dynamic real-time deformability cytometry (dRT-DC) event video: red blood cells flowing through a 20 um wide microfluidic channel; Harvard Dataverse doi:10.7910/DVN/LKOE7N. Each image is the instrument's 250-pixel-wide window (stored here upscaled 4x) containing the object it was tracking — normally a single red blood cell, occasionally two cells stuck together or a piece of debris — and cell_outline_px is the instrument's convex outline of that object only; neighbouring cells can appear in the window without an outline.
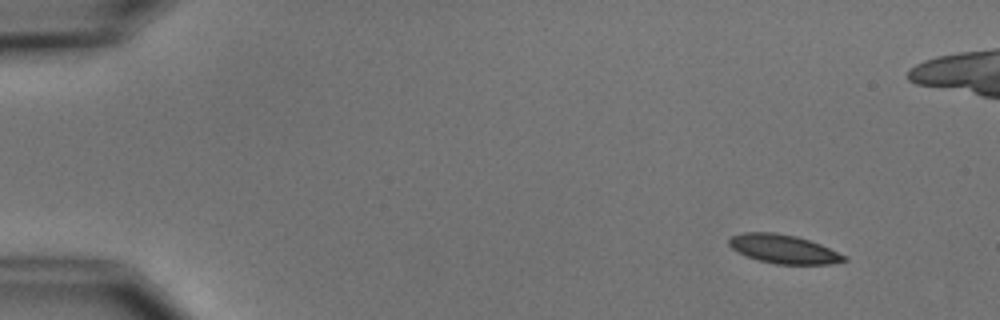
{"species": "common noctule bat (a hibernating species)", "species_latin": "Nyctalus noctula", "temperature_condition": "cold", "stored_images_in_passage": 4, "camera_frame_rate_fps": 3000, "um_per_image_px": 0.085, "animal": {"sex": "male", "body_mass_g": 15.6}, "frame": {"image": 1, "passage_image": 1, "time_ms": 0.0, "image_size_px": [1000, 320], "cell_outline_px": [[848, 260], [828, 264], [776, 264], [760, 260], [748, 256], [732, 248], [728, 244], [728, 240], [732, 236], [744, 232], [772, 232], [796, 236], [820, 244], [848, 256]], "centroid_in_image_um": [66.63, 21.16], "position_along_channel_um": 18.4, "area_um2": 19.07}}